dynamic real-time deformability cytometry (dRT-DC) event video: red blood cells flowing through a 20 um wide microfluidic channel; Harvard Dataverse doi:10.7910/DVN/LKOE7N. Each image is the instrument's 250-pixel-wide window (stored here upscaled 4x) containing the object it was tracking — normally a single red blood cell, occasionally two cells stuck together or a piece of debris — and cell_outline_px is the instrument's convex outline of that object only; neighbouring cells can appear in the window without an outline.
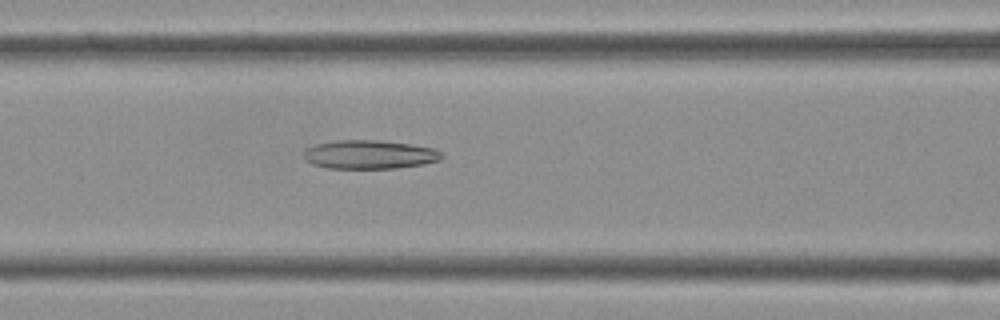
{"species": "Egyptian fruit bat (a non-hibernating species)", "species_latin": "Rousettus aegyptiacus", "temperature_condition": "cold", "stored_images_in_passage": 26, "camera_frame_rate_fps": 3000, "um_per_image_px": 0.085, "frame": {"image": 1, "passage_image": 7, "time_ms": 2.0, "image_size_px": [1000, 320], "cell_outline_px": [[444, 156], [440, 160], [420, 164], [396, 168], [328, 168], [312, 164], [304, 160], [304, 152], [308, 148], [316, 144], [336, 140], [380, 140], [412, 144], [432, 148], [440, 152]], "centroid_in_image_um": [31.39, 13.13], "position_along_channel_um": 135.2, "area_um2": 23.0}}
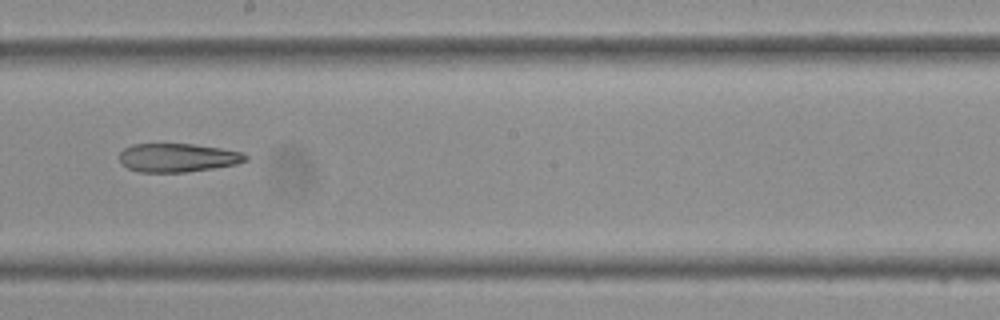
{"frame": {"image": 2, "passage_image": 13, "time_ms": 4.0, "image_size_px": [1000, 320], "cell_outline_px": [[248, 160], [236, 164], [212, 168], [184, 172], [140, 172], [128, 168], [120, 164], [120, 152], [124, 148], [132, 144], [192, 144], [220, 148], [244, 152], [248, 156]], "centroid_in_image_um": [15.1, 13.4], "position_along_channel_um": 233.1, "area_um2": 21.04}}
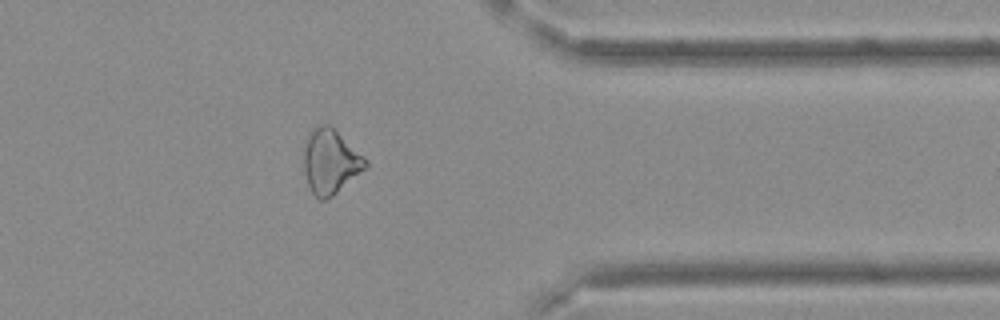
{"frame": {"image": 3, "passage_image": 23, "time_ms": 7.333, "image_size_px": [1000, 320], "cell_outline_px": [[368, 168], [332, 196], [324, 200], [320, 200], [312, 192], [308, 184], [304, 172], [304, 152], [308, 136], [312, 128], [320, 124], [332, 124], [364, 156], [368, 164]], "centroid_in_image_um": [28.12, 13.7], "position_along_channel_um": 383.3, "area_um2": 23.47}}